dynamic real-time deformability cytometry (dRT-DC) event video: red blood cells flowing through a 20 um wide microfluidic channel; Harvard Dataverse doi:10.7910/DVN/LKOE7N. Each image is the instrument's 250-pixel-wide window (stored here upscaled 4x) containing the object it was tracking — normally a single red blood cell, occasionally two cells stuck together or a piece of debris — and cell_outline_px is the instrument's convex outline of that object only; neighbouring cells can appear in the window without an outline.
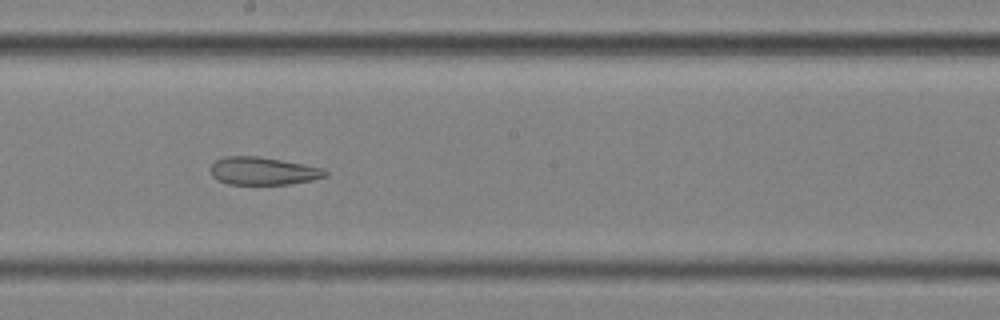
{"species": "common noctule bat (a hibernating species)", "species_latin": "Nyctalus noctula", "temperature_condition": "cold", "stored_images_in_passage": 10, "segment_of_instrument_passage": [2, 2], "camera_frame_rate_fps": 3000, "um_per_image_px": 0.085, "animal": {"sex": "female", "body_mass_g": 25.1}, "frame": {"image": 1, "passage_image": 9, "time_ms": 2.667, "image_size_px": [1000, 320], "cell_outline_px": [[328, 176], [312, 180], [288, 184], [228, 184], [216, 180], [212, 176], [208, 168], [216, 160], [224, 156], [256, 156], [304, 164], [324, 168], [328, 172]], "centroid_in_image_um": [22.34, 14.53], "position_along_channel_um": 225.9, "area_um2": 18.73}}